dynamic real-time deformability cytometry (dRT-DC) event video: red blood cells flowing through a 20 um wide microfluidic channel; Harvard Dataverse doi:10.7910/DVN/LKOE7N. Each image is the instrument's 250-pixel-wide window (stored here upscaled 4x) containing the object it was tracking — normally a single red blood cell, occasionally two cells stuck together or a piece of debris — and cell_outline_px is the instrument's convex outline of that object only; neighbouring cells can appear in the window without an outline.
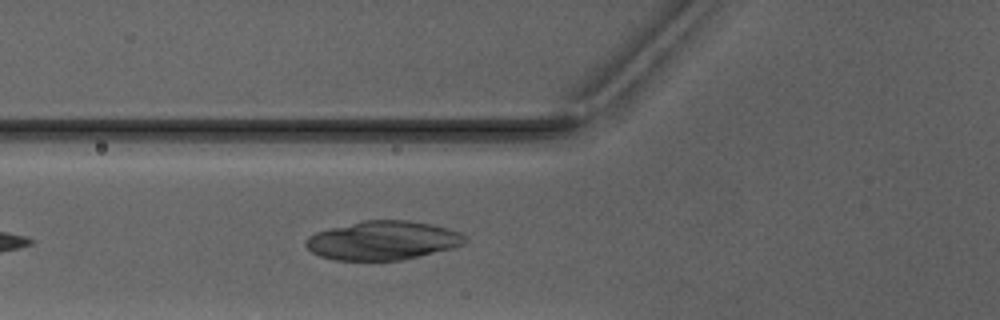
{"species": "Egyptian fruit bat (a non-hibernating species)", "species_latin": "Rousettus aegyptiacus", "temperature_condition": "warm", "stored_images_in_passage": 2, "camera_frame_rate_fps": 3000, "um_per_image_px": 0.085, "animal": {"sex": "male"}, "frame": {"image": 1, "passage_image": 2, "time_ms": 1.667, "image_size_px": [1000, 320], "cell_outline_px": [[468, 240], [464, 244], [452, 248], [404, 260], [332, 260], [320, 256], [312, 252], [304, 244], [304, 240], [308, 236], [316, 232], [364, 220], [408, 220], [432, 224], [448, 228], [460, 232]], "centroid_in_image_um": [32.54, 20.44], "position_along_channel_um": 93.3, "area_um2": 36.13}}